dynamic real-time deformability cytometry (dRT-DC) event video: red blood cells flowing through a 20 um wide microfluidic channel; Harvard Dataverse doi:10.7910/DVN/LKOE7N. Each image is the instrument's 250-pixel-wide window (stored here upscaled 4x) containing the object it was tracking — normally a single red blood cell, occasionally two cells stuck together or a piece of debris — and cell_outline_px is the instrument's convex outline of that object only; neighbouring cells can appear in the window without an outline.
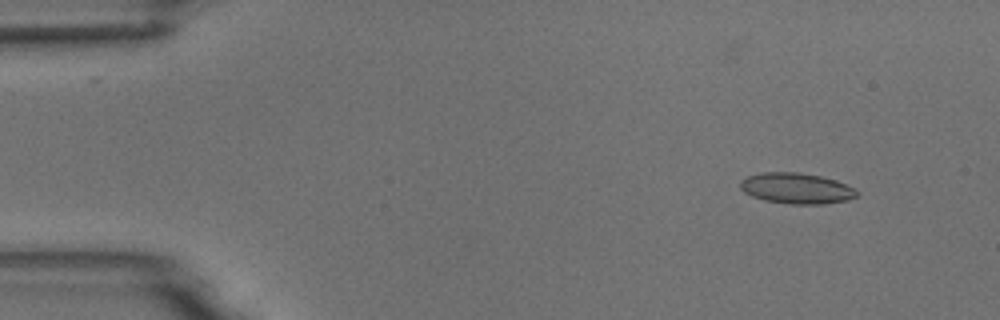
{"species": "common noctule bat (a hibernating species)", "species_latin": "Nyctalus noctula", "temperature_condition": "room temperature", "stored_images_in_passage": 4, "camera_frame_rate_fps": 3000, "um_per_image_px": 0.085, "animal": {"sex": "male", "body_mass_g": 18.8}, "frame": {"image": 1, "passage_image": 2, "time_ms": 1.333, "image_size_px": [1000, 320], "cell_outline_px": [[860, 196], [848, 200], [824, 204], [792, 204], [764, 200], [752, 196], [744, 192], [740, 188], [740, 180], [748, 176], [760, 172], [800, 172], [820, 176], [836, 180], [860, 192]], "centroid_in_image_um": [67.71, 16.01], "position_along_channel_um": 17.3, "area_um2": 21.04}}